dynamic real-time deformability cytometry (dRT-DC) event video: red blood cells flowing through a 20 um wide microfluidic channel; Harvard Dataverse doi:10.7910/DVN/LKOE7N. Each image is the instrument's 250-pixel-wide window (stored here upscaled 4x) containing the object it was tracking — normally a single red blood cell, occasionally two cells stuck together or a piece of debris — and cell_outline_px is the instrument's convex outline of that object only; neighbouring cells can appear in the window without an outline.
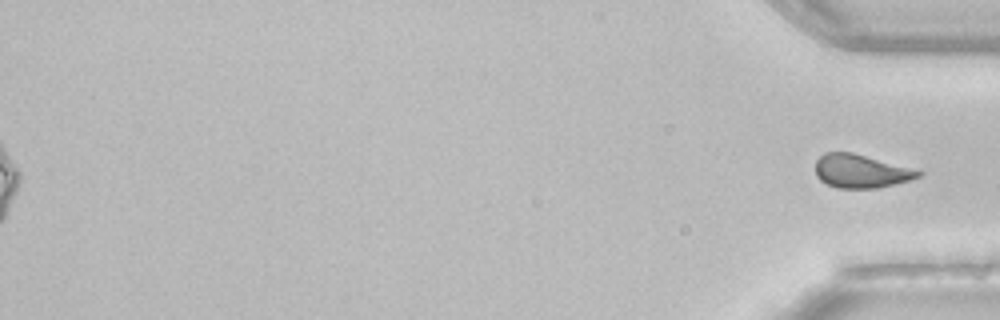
{"species": "common noctule bat (a hibernating species)", "species_latin": "Nyctalus noctula", "temperature_condition": "room temperature", "stored_images_in_passage": 51, "segment_of_instrument_passage": [2, 2], "camera_frame_rate_fps": 3000, "um_per_image_px": 0.085, "animal": {"sex": "female", "body_mass_g": 22.7, "forearm_length_mm": 54.2}, "frame": {"image": 1, "passage_image": 51, "time_ms": 16.667, "image_size_px": [1000, 320], "cell_outline_px": [[920, 176], [908, 180], [876, 188], [836, 188], [820, 180], [816, 176], [816, 160], [824, 152], [852, 152], [908, 168], [920, 172]], "centroid_in_image_um": [73.07, 14.55], "position_along_channel_um": 362.1, "area_um2": 19.48}}